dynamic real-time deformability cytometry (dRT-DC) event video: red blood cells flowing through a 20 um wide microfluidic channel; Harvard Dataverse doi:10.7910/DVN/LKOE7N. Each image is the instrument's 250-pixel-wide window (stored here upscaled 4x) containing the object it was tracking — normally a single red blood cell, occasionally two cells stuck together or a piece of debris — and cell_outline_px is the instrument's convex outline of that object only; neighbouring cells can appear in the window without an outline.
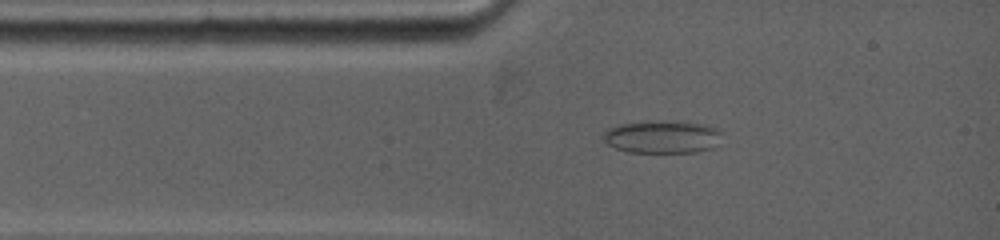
{"species": "common noctule bat (a hibernating species)", "species_latin": "Nyctalus noctula", "temperature_condition": "warm", "stored_images_in_passage": 37, "camera_frame_rate_fps": 5000, "um_per_image_px": 0.085, "animal": {"sex": "female", "body_mass_g": 19.0, "forearm_length_mm": 53.3}, "frame": {"image": 1, "passage_image": 4, "time_ms": 1.4, "image_size_px": [1000, 240], "cell_outline_px": [[724, 132], [712, 148], [696, 152], [628, 152], [616, 148], [608, 144], [604, 140], [604, 132], [608, 128], [620, 124], [660, 120], [664, 120], [704, 124], [720, 128]], "centroid_in_image_um": [56.33, 11.62], "position_along_channel_um": 28.7, "area_um2": 22.72}}
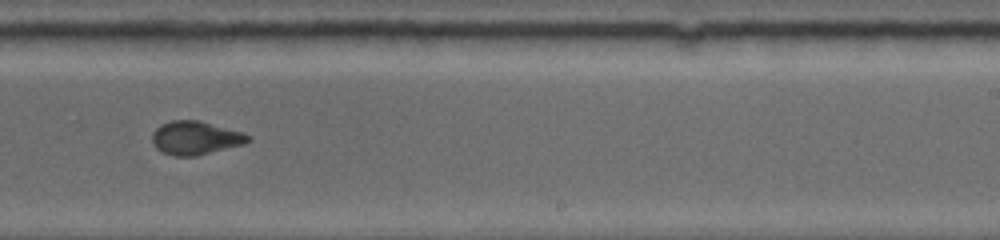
{"frame": {"image": 2, "passage_image": 18, "time_ms": 7.8, "image_size_px": [1000, 240], "cell_outline_px": [[248, 140], [244, 144], [196, 156], [176, 156], [164, 152], [156, 148], [152, 140], [152, 132], [160, 124], [172, 120], [200, 120], [244, 132], [248, 136]], "centroid_in_image_um": [16.59, 11.71], "position_along_channel_um": 272.4, "area_um2": 18.67}}
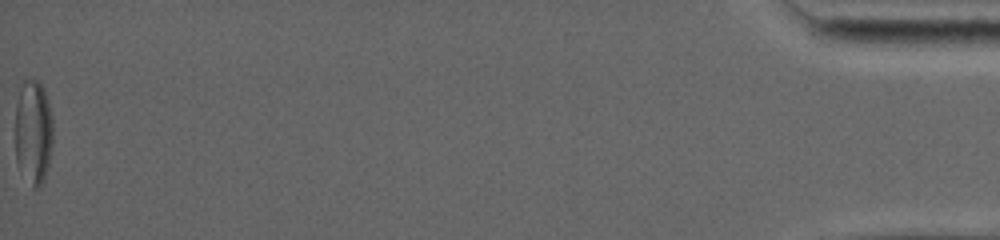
{"frame": {"image": 3, "passage_image": 37, "time_ms": 16.2, "image_size_px": [1000, 240], "cell_outline_px": [[52, 148], [48, 168], [44, 180], [36, 188], [32, 188], [16, 160], [16, 104], [20, 88], [24, 80], [36, 80], [44, 88], [48, 100], [52, 116]], "centroid_in_image_um": [2.85, 11.22], "position_along_channel_um": 432.4, "area_um2": 22.95}, "authors_computed_cell_mechanics": {"area_um2": 19.9988, "velocity_mm_per_s": 3.913, "shape_relaxation_time_tau1_ms": 9.5758, "shape_relaxation_time_tau2_ms": 0.8159, "deformation_change_tau1": 0.1918, "deformation_change_tau2": 0.0551}}